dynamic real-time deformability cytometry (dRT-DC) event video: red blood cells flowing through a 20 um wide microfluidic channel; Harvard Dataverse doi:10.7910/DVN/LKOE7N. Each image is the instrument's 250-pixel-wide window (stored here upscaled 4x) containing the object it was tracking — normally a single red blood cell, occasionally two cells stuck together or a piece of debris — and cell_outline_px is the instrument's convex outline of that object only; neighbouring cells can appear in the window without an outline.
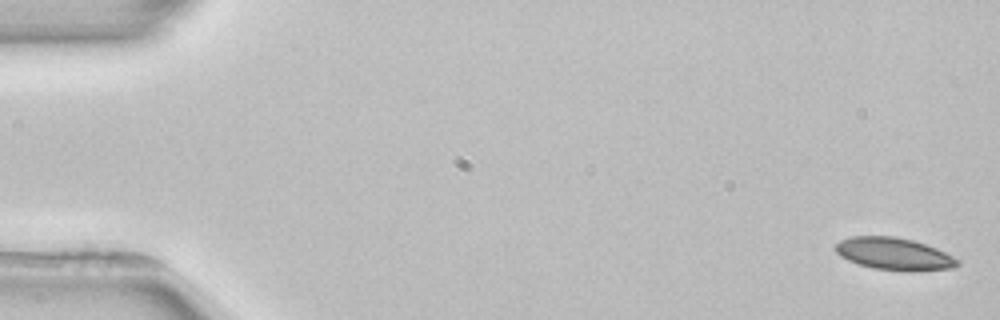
{"species": "common noctule bat (a hibernating species)", "species_latin": "Nyctalus noctula", "temperature_condition": "room temperature", "stored_images_in_passage": 4, "camera_frame_rate_fps": 3000, "um_per_image_px": 0.085, "animal": {"sex": "female", "body_mass_g": 22.7, "forearm_length_mm": 54.2}, "frame": {"image": 1, "passage_image": 1, "time_ms": 0.0, "image_size_px": [1000, 320], "cell_outline_px": [[960, 264], [952, 268], [908, 272], [872, 268], [848, 260], [840, 256], [832, 248], [840, 240], [852, 236], [892, 236], [912, 240], [936, 248], [960, 260]], "centroid_in_image_um": [75.97, 21.59], "position_along_channel_um": 9.0, "area_um2": 23.0}}
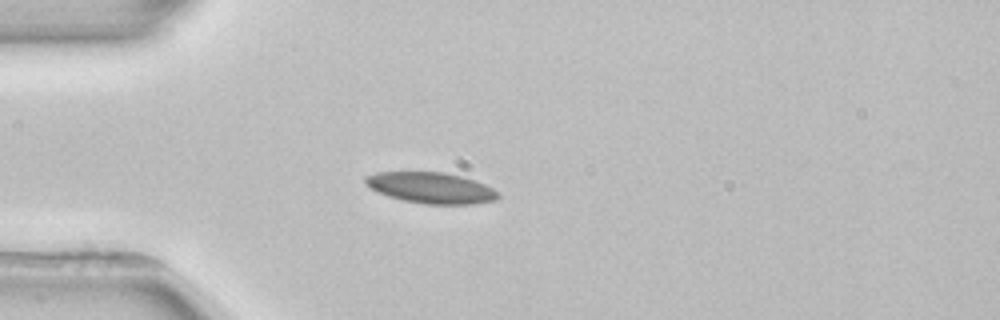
{"frame": {"image": 2, "passage_image": 4, "time_ms": 4.333, "image_size_px": [1000, 320], "cell_outline_px": [[500, 196], [496, 200], [476, 204], [424, 204], [404, 200], [388, 196], [364, 184], [364, 176], [376, 172], [444, 172], [476, 180], [500, 192]], "centroid_in_image_um": [36.66, 15.96], "position_along_channel_um": 48.3, "area_um2": 24.04}}